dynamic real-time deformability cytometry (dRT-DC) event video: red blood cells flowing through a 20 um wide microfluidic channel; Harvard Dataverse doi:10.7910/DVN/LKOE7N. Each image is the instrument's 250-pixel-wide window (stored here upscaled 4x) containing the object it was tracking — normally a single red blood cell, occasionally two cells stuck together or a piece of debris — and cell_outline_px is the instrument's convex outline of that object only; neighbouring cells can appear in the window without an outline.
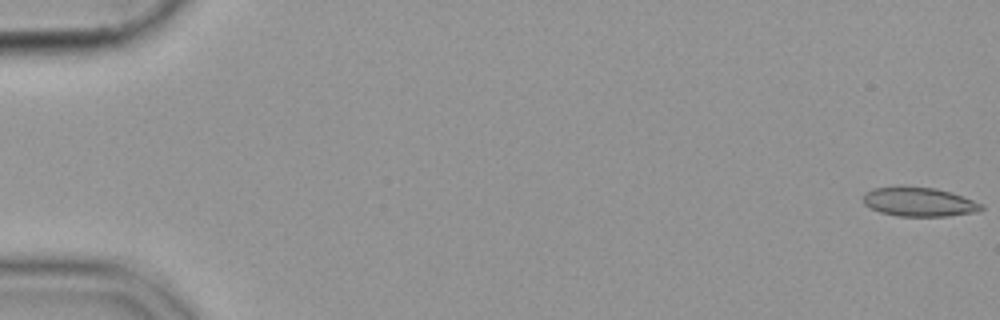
{"species": "common noctule bat (a hibernating species)", "species_latin": "Nyctalus noctula", "temperature_condition": "cold", "stored_images_in_passage": 50, "camera_frame_rate_fps": 3000, "um_per_image_px": 0.085, "animal": {"sex": "female", "body_mass_g": 19.9}, "frame": {"image": 1, "passage_image": 1, "time_ms": 0.0, "image_size_px": [1000, 320], "cell_outline_px": [[984, 208], [976, 212], [948, 216], [896, 216], [880, 212], [864, 204], [864, 192], [872, 188], [896, 184], [904, 184], [936, 188], [952, 192], [984, 204]], "centroid_in_image_um": [78.09, 17.12], "position_along_channel_um": 6.9, "area_um2": 20.75}}
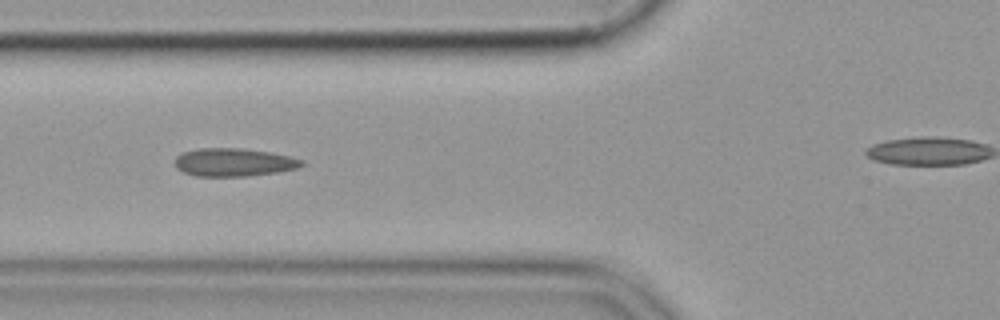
{"frame": {"image": 2, "passage_image": 22, "time_ms": 7.0, "image_size_px": [1000, 320], "cell_outline_px": [[304, 164], [296, 168], [280, 172], [248, 176], [196, 176], [184, 172], [176, 168], [176, 156], [184, 152], [200, 148], [240, 148], [268, 152], [288, 156], [304, 160]], "centroid_in_image_um": [19.88, 13.8], "position_along_channel_um": 105.9, "area_um2": 20.63}}
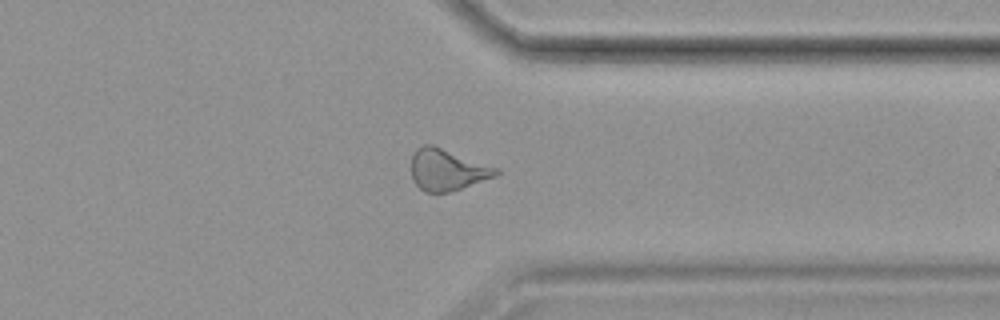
{"frame": {"image": 3, "passage_image": 44, "time_ms": 14.333, "image_size_px": [1000, 320], "cell_outline_px": [[500, 172], [496, 176], [448, 192], [424, 192], [412, 180], [412, 152], [416, 148], [424, 144], [432, 144], [500, 168]], "centroid_in_image_um": [38.01, 14.41], "position_along_channel_um": 373.4, "area_um2": 20.52}}